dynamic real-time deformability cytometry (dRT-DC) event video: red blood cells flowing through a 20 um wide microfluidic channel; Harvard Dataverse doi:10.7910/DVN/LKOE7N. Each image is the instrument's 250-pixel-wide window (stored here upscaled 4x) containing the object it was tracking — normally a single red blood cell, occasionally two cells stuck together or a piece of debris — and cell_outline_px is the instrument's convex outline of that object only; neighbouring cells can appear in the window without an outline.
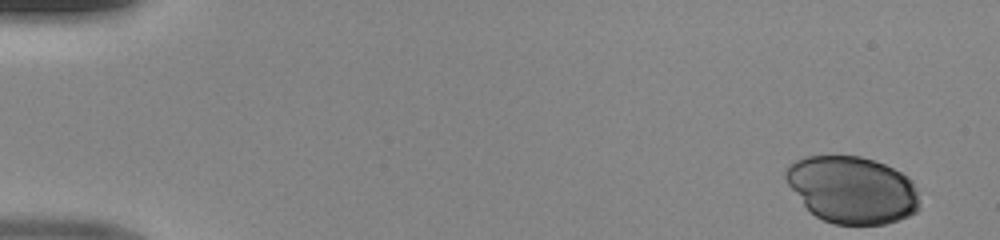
{"species": "human", "species_latin": "Homo sapiens", "temperature_condition": "room temperature", "stored_images_in_passage": 47, "camera_frame_rate_fps": 3000, "um_per_image_px": 0.085, "donor": {"sex": "male"}, "frame": {"image": 1, "passage_image": 1, "time_ms": 0.0, "image_size_px": [1000, 240], "cell_outline_px": [[920, 208], [916, 212], [908, 216], [884, 224], [836, 224], [824, 220], [816, 216], [804, 204], [788, 184], [784, 176], [784, 172], [788, 164], [804, 156], [860, 156], [876, 160], [908, 176], [912, 180], [916, 188]], "centroid_in_image_um": [72.44, 16.11], "position_along_channel_um": 12.6, "area_um2": 52.19}}
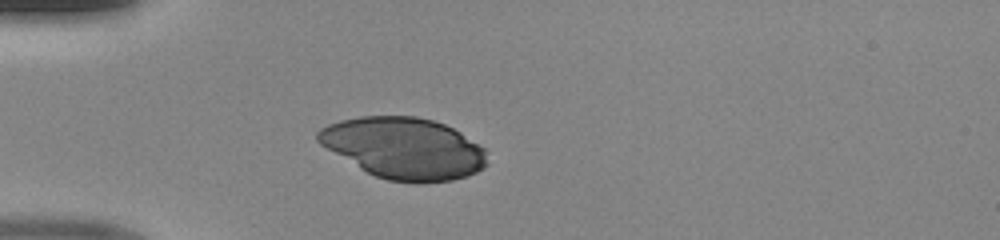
{"frame": {"image": 2, "passage_image": 13, "time_ms": 4.0, "image_size_px": [1000, 240], "cell_outline_px": [[488, 164], [484, 168], [468, 176], [452, 180], [420, 184], [416, 184], [388, 180], [376, 176], [360, 168], [320, 144], [316, 140], [316, 132], [320, 128], [328, 124], [340, 120], [360, 116], [416, 116], [432, 120], [444, 124], [460, 132], [484, 148]], "centroid_in_image_um": [34.34, 12.6], "position_along_channel_um": 50.7, "area_um2": 60.57}}
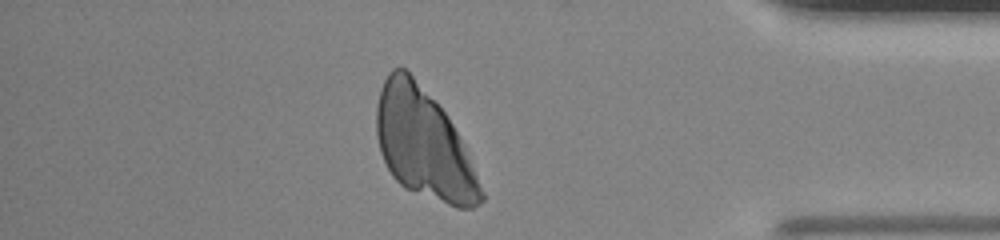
{"frame": {"image": 3, "passage_image": 41, "time_ms": 13.333, "image_size_px": [1000, 240], "cell_outline_px": [[484, 200], [480, 204], [472, 208], [456, 208], [404, 188], [392, 176], [380, 152], [376, 136], [376, 108], [380, 88], [388, 72], [392, 68], [404, 68], [412, 76], [444, 112], [452, 124], [460, 140], [484, 192]], "centroid_in_image_um": [35.97, 12.26], "position_along_channel_um": 399.2, "area_um2": 65.83}}